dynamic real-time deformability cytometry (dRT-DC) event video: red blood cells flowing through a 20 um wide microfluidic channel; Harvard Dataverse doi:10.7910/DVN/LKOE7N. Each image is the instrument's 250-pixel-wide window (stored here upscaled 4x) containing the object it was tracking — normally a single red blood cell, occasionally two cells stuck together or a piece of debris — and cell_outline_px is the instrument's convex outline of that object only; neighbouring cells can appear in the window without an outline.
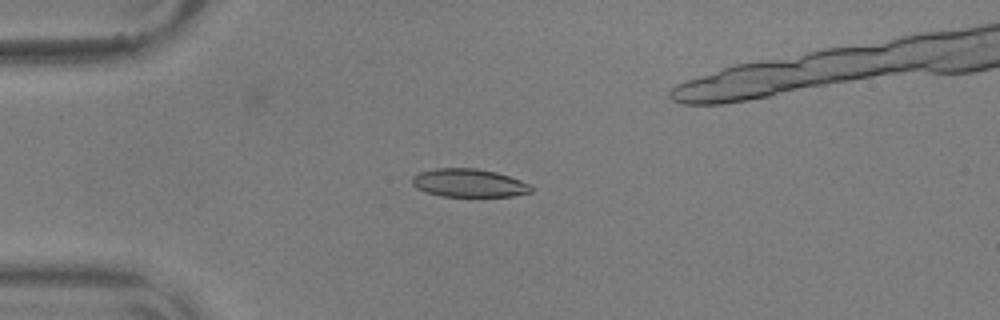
{"species": "common noctule bat (a hibernating species)", "species_latin": "Nyctalus noctula", "temperature_condition": "warm", "stored_images_in_passage": 41, "camera_frame_rate_fps": 3000, "um_per_image_px": 0.085, "animal": {"sex": "male", "body_mass_g": 17.9, "forearm_length_mm": 54.2}, "frame": {"image": 1, "passage_image": 6, "time_ms": 1.667, "image_size_px": [1000, 320], "cell_outline_px": [[532, 192], [512, 196], [440, 196], [416, 188], [412, 184], [412, 176], [420, 172], [436, 168], [476, 168], [496, 172], [532, 184]], "centroid_in_image_um": [39.87, 15.55], "position_along_channel_um": 45.1, "area_um2": 19.54}}
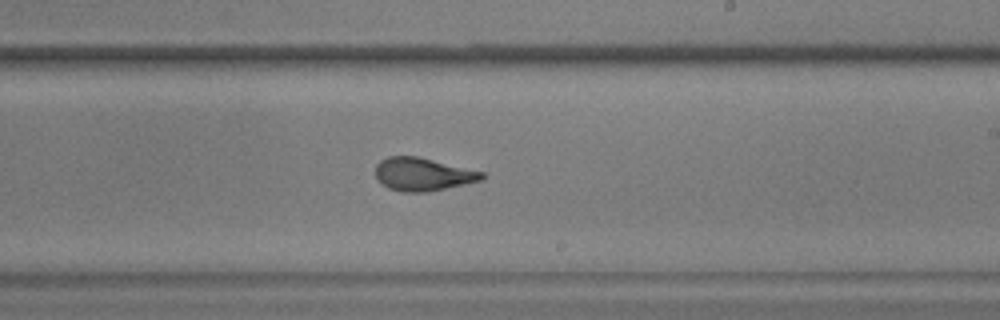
{"frame": {"image": 2, "passage_image": 25, "time_ms": 8.0, "image_size_px": [1000, 320], "cell_outline_px": [[484, 176], [480, 180], [464, 184], [424, 192], [400, 192], [388, 188], [376, 176], [376, 164], [380, 160], [388, 156], [420, 156], [484, 172]], "centroid_in_image_um": [35.92, 14.79], "position_along_channel_um": 253.1, "area_um2": 20.35}}
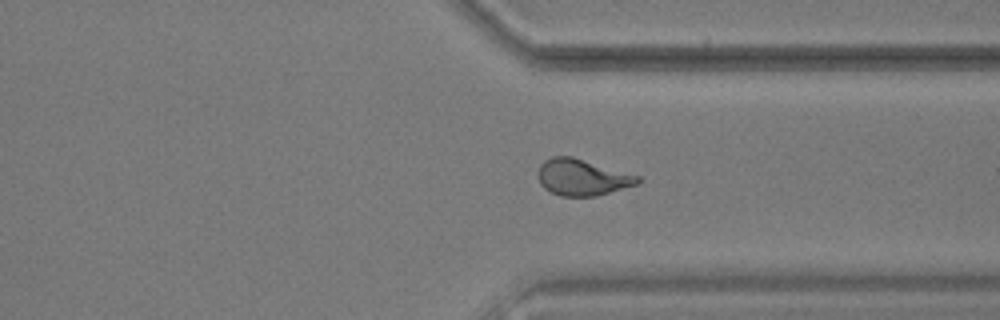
{"frame": {"image": 3, "passage_image": 34, "time_ms": 11.0, "image_size_px": [1000, 320], "cell_outline_px": [[640, 180], [636, 184], [596, 196], [560, 196], [544, 188], [540, 184], [536, 176], [536, 172], [540, 164], [544, 160], [552, 156], [572, 156], [640, 176]], "centroid_in_image_um": [49.42, 15.06], "position_along_channel_um": 362.0, "area_um2": 21.15}}